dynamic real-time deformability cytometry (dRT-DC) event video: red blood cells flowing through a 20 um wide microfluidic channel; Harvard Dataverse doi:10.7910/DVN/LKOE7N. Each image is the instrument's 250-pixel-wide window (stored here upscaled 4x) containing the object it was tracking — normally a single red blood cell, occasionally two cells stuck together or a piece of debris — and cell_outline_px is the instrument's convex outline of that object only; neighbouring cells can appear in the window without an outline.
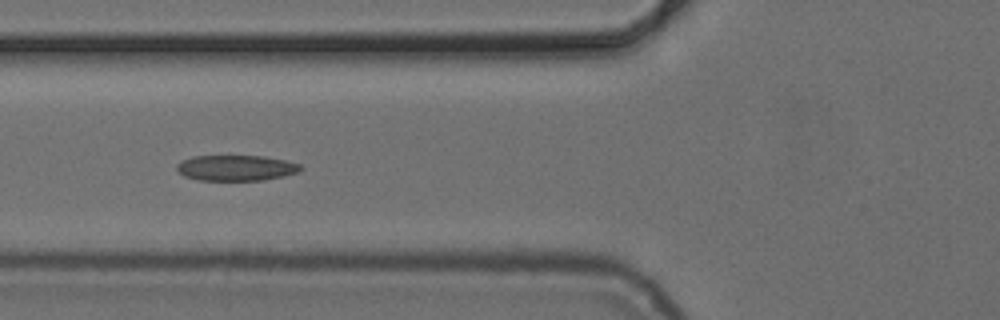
{"species": "common noctule bat (a hibernating species)", "species_latin": "Nyctalus noctula", "temperature_condition": "cold", "stored_images_in_passage": 8, "camera_frame_rate_fps": 3000, "um_per_image_px": 0.085, "animal": {"sex": "female", "body_mass_g": 24.6, "forearm_length_mm": 56.2}, "frame": {"image": 1, "passage_image": 6, "time_ms": 6.0, "image_size_px": [1000, 320], "cell_outline_px": [[304, 168], [300, 172], [284, 176], [264, 180], [200, 180], [184, 176], [176, 168], [176, 164], [180, 160], [192, 156], [264, 156], [284, 160], [300, 164]], "centroid_in_image_um": [20.08, 14.27], "position_along_channel_um": 105.7, "area_um2": 18.61}}
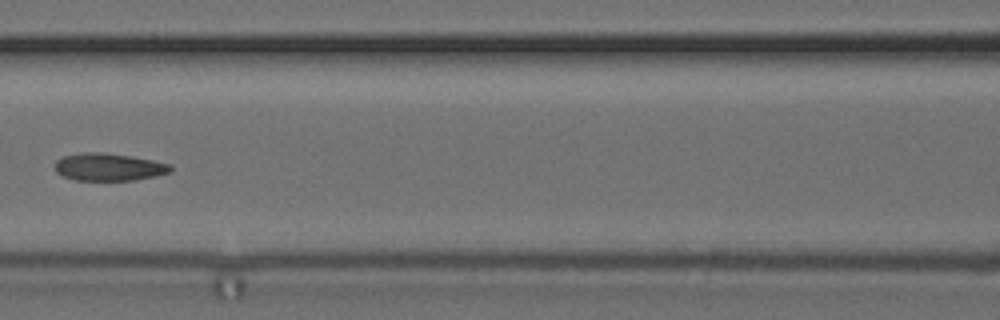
{"frame": {"image": 2, "passage_image": 7, "time_ms": 7.333, "image_size_px": [1000, 320], "cell_outline_px": [[172, 172], [156, 176], [136, 180], [72, 180], [56, 172], [56, 160], [64, 156], [80, 152], [100, 152], [132, 156], [172, 164]], "centroid_in_image_um": [9.28, 14.19], "position_along_channel_um": 157.3, "area_um2": 18.67}}
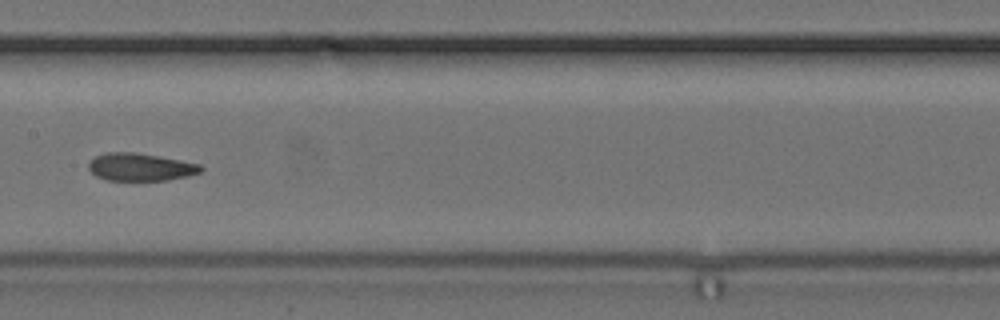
{"frame": {"image": 3, "passage_image": 8, "time_ms": 8.333, "image_size_px": [1000, 320], "cell_outline_px": [[204, 168], [200, 172], [188, 176], [168, 180], [108, 180], [96, 176], [88, 168], [88, 164], [96, 156], [108, 152], [136, 152], [180, 160], [200, 164]], "centroid_in_image_um": [11.95, 14.2], "position_along_channel_um": 195.4, "area_um2": 17.98}}